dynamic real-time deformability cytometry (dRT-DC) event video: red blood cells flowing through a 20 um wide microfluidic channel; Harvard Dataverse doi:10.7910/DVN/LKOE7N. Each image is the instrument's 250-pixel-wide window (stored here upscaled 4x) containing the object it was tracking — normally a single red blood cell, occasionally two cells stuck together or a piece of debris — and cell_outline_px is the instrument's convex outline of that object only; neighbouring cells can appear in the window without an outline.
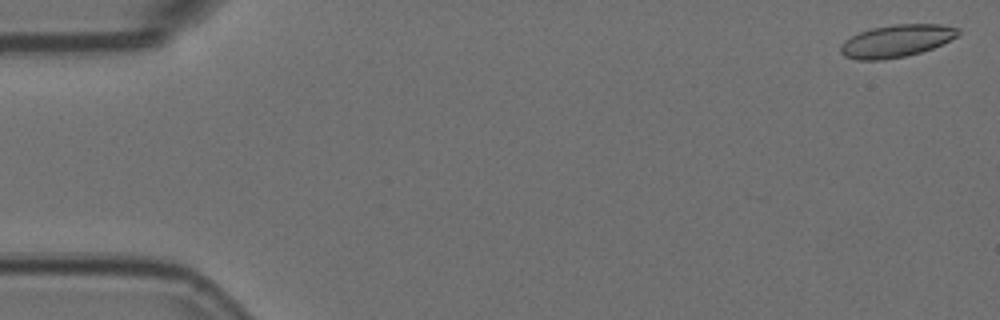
{"species": "Egyptian fruit bat (a non-hibernating species)", "species_latin": "Rousettus aegyptiacus", "temperature_condition": "room temperature", "stored_images_in_passage": 12, "camera_frame_rate_fps": 3000, "um_per_image_px": 0.085, "animal": {"sex": "female"}, "frame": {"image": 1, "passage_image": 2, "time_ms": 0.333, "image_size_px": [1000, 320], "cell_outline_px": [[960, 32], [956, 36], [932, 48], [908, 56], [880, 60], [856, 60], [844, 56], [840, 52], [840, 44], [844, 40], [860, 32], [872, 28], [896, 24], [940, 24], [960, 28]], "centroid_in_image_um": [76.16, 3.48], "position_along_channel_um": 8.8, "area_um2": 22.14}}